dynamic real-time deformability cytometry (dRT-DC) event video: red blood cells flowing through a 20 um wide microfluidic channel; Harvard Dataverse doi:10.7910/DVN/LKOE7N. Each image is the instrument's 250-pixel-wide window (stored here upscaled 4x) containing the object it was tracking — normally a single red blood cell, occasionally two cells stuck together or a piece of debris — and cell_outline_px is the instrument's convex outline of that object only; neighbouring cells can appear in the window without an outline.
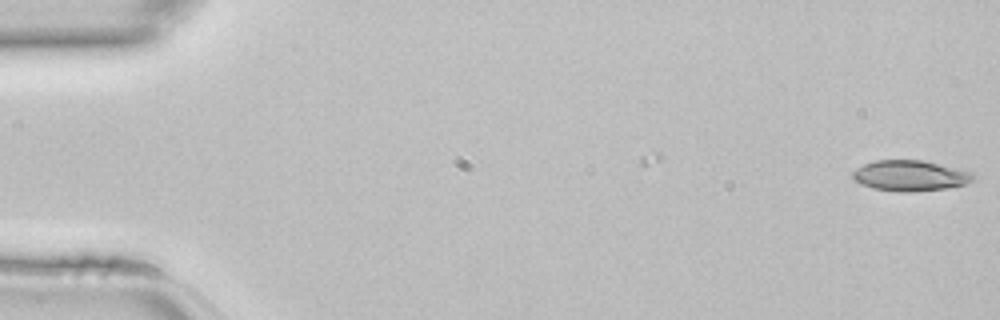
{"species": "common noctule bat (a hibernating species)", "species_latin": "Nyctalus noctula", "temperature_condition": "room temperature", "stored_images_in_passage": 3, "camera_frame_rate_fps": 3000, "um_per_image_px": 0.085, "animal": {"sex": "female", "body_mass_g": 22.7, "forearm_length_mm": 54.2}, "frame": {"image": 1, "passage_image": 3, "time_ms": 0.667, "image_size_px": [1000, 320], "cell_outline_px": [[976, 176], [972, 180], [964, 184], [948, 188], [916, 192], [896, 192], [872, 188], [860, 184], [852, 180], [852, 172], [856, 168], [864, 164], [876, 160], [924, 160], [972, 172]], "centroid_in_image_um": [77.33, 14.94], "position_along_channel_um": 7.7, "area_um2": 21.79}}